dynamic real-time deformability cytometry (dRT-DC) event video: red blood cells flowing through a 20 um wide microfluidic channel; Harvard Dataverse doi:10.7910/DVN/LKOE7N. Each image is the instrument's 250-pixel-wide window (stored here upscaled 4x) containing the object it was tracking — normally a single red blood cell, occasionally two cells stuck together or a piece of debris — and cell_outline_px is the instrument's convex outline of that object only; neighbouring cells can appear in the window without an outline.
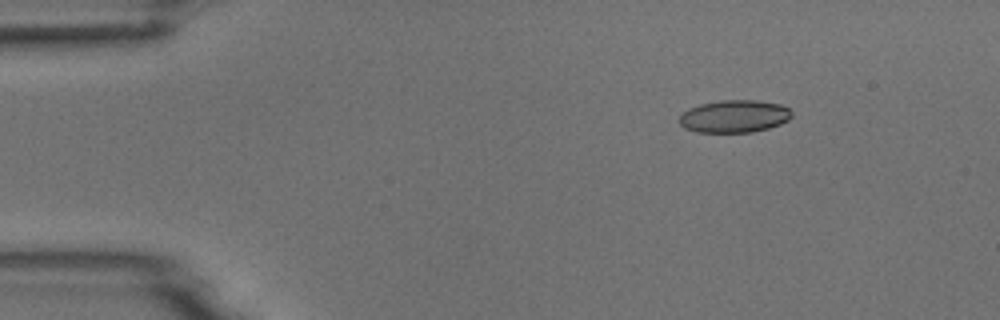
{"species": "common noctule bat (a hibernating species)", "species_latin": "Nyctalus noctula", "temperature_condition": "room temperature", "stored_images_in_passage": 4, "camera_frame_rate_fps": 3000, "um_per_image_px": 0.085, "animal": {"sex": "male", "body_mass_g": 18.8}, "frame": {"image": 1, "passage_image": 2, "time_ms": 2.0, "image_size_px": [1000, 320], "cell_outline_px": [[792, 116], [788, 120], [780, 124], [768, 128], [752, 132], [696, 132], [684, 128], [680, 124], [680, 116], [688, 108], [700, 104], [720, 100], [756, 100], [780, 104], [788, 108], [792, 112]], "centroid_in_image_um": [62.42, 9.88], "position_along_channel_um": 22.6, "area_um2": 21.33}}